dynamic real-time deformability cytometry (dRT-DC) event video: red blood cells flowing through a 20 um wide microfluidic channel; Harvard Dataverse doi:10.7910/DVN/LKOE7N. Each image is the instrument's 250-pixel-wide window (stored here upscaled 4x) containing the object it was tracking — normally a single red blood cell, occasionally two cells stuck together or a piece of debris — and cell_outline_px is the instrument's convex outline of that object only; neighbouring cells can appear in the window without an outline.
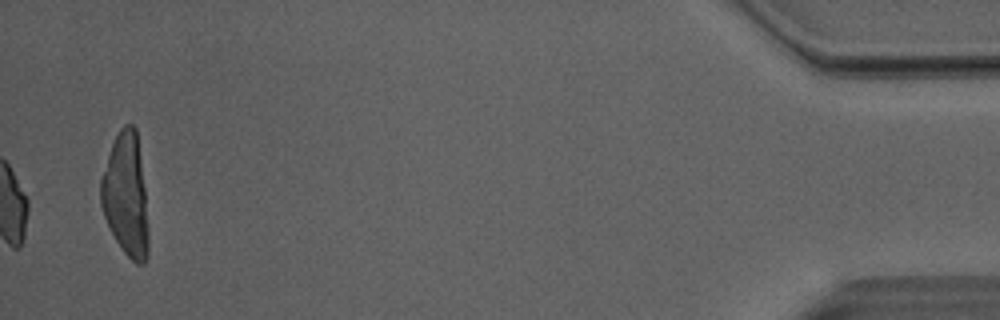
{"species": "Egyptian fruit bat (a non-hibernating species)", "species_latin": "Rousettus aegyptiacus", "temperature_condition": "room temperature", "stored_images_in_passage": 49, "camera_frame_rate_fps": 3000, "um_per_image_px": 0.085, "animal": {"sex": "male"}, "frame": {"image": 1, "passage_image": 49, "time_ms": 16.0, "image_size_px": [1000, 320], "cell_outline_px": [[148, 252], [144, 264], [136, 264], [124, 252], [116, 240], [104, 216], [100, 204], [100, 180], [112, 144], [120, 128], [124, 124], [132, 124], [136, 128], [144, 188], [148, 224]], "centroid_in_image_um": [10.69, 16.6], "position_along_channel_um": 424.5, "area_um2": 33.7}, "authors_computed_cell_mechanics": {"area_um2": 19.652, "velocity_mm_per_s": 4.0525, "shape_relaxation_time_tau1_ms": 6.1528, "shape_relaxation_time_tau2_ms": 1.5064, "deformation_change_tau1": 0.1634, "deformation_change_tau2": 0.0593}}